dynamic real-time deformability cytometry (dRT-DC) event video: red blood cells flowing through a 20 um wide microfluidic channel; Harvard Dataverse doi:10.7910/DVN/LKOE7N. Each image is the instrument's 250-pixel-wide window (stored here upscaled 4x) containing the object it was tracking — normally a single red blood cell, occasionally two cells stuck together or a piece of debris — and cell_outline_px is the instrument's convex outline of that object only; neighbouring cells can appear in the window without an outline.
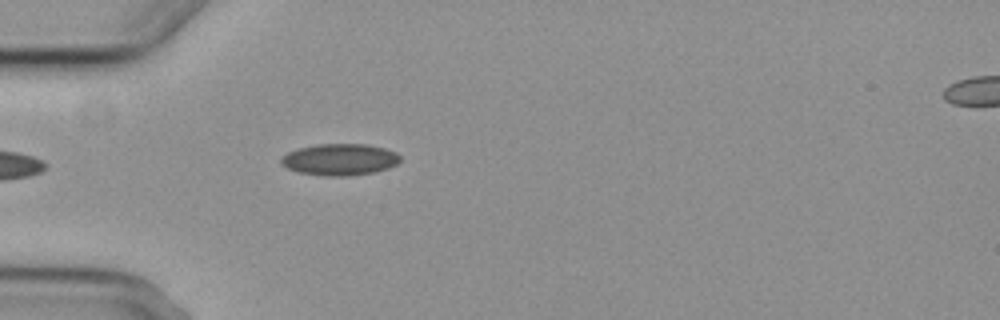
{"species": "common noctule bat (a hibernating species)", "species_latin": "Nyctalus noctula", "temperature_condition": "cold", "stored_images_in_passage": 4, "camera_frame_rate_fps": 3000, "um_per_image_px": 0.085, "animal": {"sex": "female", "body_mass_g": 29.2, "forearm_length_mm": 56.3}, "frame": {"image": 1, "passage_image": 4, "time_ms": 6.667, "image_size_px": [1000, 320], "cell_outline_px": [[400, 160], [396, 164], [388, 168], [376, 172], [348, 176], [324, 176], [296, 172], [280, 164], [280, 156], [288, 152], [300, 148], [316, 144], [368, 144], [384, 148], [396, 152], [400, 156]], "centroid_in_image_um": [28.86, 13.56], "position_along_channel_um": 56.1, "area_um2": 22.14}}